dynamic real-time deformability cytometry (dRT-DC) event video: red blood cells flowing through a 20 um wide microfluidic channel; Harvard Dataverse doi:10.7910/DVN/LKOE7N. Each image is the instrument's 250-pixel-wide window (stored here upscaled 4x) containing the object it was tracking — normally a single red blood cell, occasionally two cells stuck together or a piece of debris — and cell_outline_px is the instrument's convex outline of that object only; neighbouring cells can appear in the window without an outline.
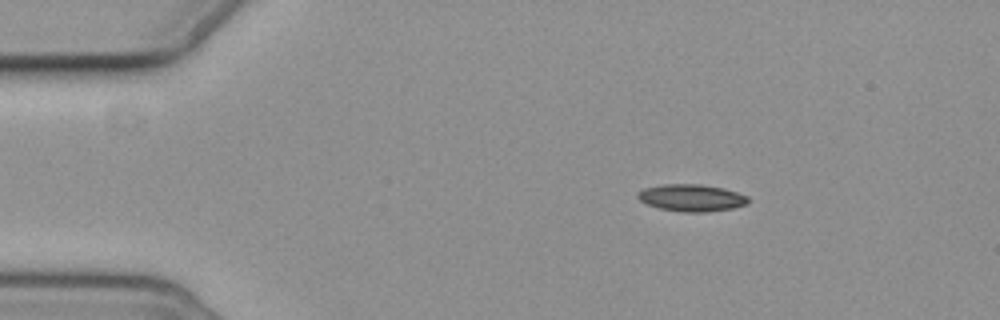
{"species": "common noctule bat (a hibernating species)", "species_latin": "Nyctalus noctula", "temperature_condition": "cold", "stored_images_in_passage": 3, "camera_frame_rate_fps": 3000, "um_per_image_px": 0.085, "animal": {"sex": "female", "body_mass_g": 19.3, "forearm_length_mm": 54.1}, "frame": {"image": 1, "passage_image": 1, "time_ms": 0.0, "image_size_px": [1000, 320], "cell_outline_px": [[748, 204], [732, 208], [704, 212], [684, 212], [660, 208], [648, 204], [640, 200], [636, 196], [636, 192], [644, 188], [664, 184], [700, 184], [724, 188], [748, 196]], "centroid_in_image_um": [58.77, 16.8], "position_along_channel_um": 26.2, "area_um2": 17.34}}